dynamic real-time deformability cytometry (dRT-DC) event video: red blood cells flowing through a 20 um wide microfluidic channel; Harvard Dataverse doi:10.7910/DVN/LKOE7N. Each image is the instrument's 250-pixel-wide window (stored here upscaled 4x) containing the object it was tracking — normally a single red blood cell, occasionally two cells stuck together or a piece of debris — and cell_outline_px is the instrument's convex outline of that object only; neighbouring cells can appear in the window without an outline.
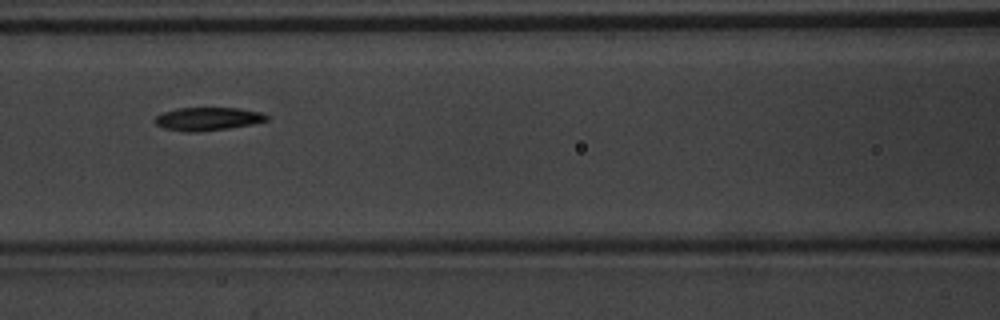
{"species": "common noctule bat (a hibernating species)", "species_latin": "Nyctalus noctula", "temperature_condition": "warm", "stored_images_in_passage": 9, "camera_frame_rate_fps": 3000, "um_per_image_px": 0.085, "animal": {"sex": "male", "body_mass_g": 20.1, "forearm_length_mm": 53.5}, "frame": {"image": 1, "passage_image": 6, "time_ms": 1.667, "image_size_px": [1000, 320], "cell_outline_px": [[268, 120], [252, 124], [228, 128], [200, 132], [188, 132], [164, 128], [156, 124], [152, 120], [156, 116], [164, 112], [176, 108], [236, 108], [260, 112], [268, 116]], "centroid_in_image_um": [17.62, 10.11], "position_along_channel_um": 149.0, "area_um2": 15.03}}
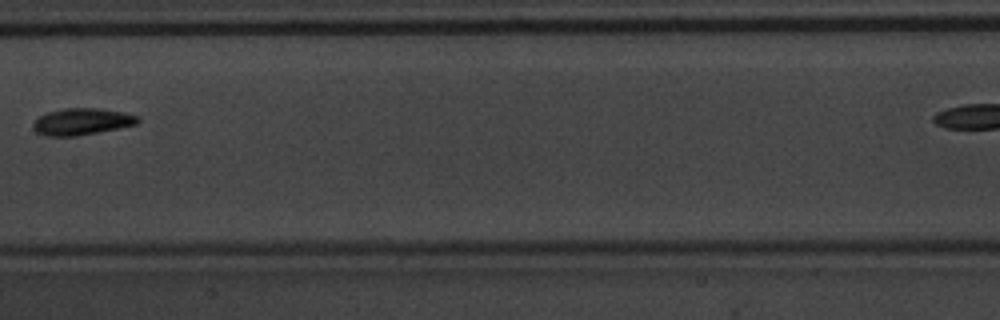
{"frame": {"image": 2, "passage_image": 7, "time_ms": 2.0, "image_size_px": [1000, 320], "cell_outline_px": [[140, 120], [136, 124], [76, 136], [44, 136], [36, 132], [32, 128], [32, 124], [40, 116], [48, 112], [64, 108], [96, 108], [124, 112], [140, 116]], "centroid_in_image_um": [6.93, 10.33], "position_along_channel_um": 200.5, "area_um2": 16.18}}